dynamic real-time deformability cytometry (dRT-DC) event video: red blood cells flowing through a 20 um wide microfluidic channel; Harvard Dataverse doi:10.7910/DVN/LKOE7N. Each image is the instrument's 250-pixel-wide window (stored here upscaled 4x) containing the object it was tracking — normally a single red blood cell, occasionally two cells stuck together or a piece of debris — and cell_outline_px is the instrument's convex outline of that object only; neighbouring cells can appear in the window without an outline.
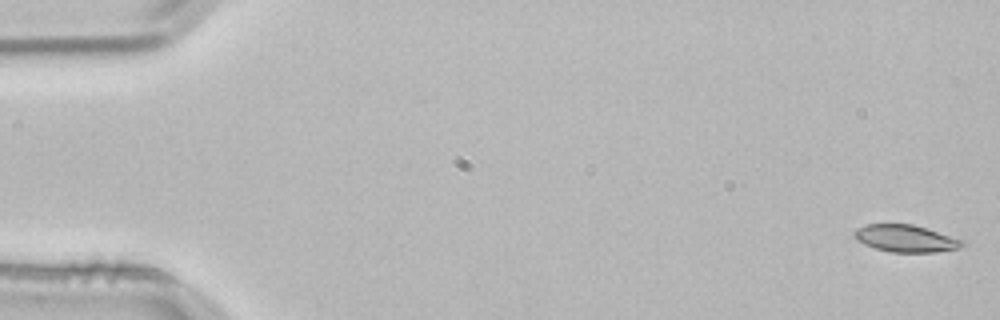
{"species": "common noctule bat (a hibernating species)", "species_latin": "Nyctalus noctula", "temperature_condition": "room temperature", "stored_images_in_passage": 53, "camera_frame_rate_fps": 3000, "um_per_image_px": 0.085, "animal": {"sex": "male", "body_mass_g": 21.5, "forearm_length_mm": 52.0}, "frame": {"image": 1, "passage_image": 1, "time_ms": 0.0, "image_size_px": [1000, 320], "cell_outline_px": [[968, 244], [960, 248], [936, 252], [892, 252], [876, 248], [864, 244], [856, 240], [852, 236], [852, 232], [856, 228], [868, 224], [912, 224], [964, 240]], "centroid_in_image_um": [76.98, 20.27], "position_along_channel_um": 8.0, "area_um2": 17.17}}
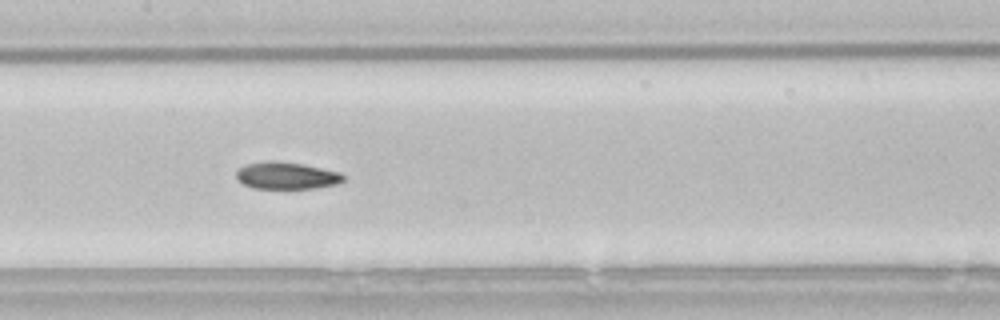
{"frame": {"image": 2, "passage_image": 26, "time_ms": 8.333, "image_size_px": [1000, 320], "cell_outline_px": [[344, 180], [336, 184], [316, 188], [256, 188], [244, 184], [236, 176], [236, 172], [244, 164], [268, 160], [272, 160], [304, 164], [340, 172], [344, 176]], "centroid_in_image_um": [24.36, 14.91], "position_along_channel_um": 183.0, "area_um2": 16.82}}
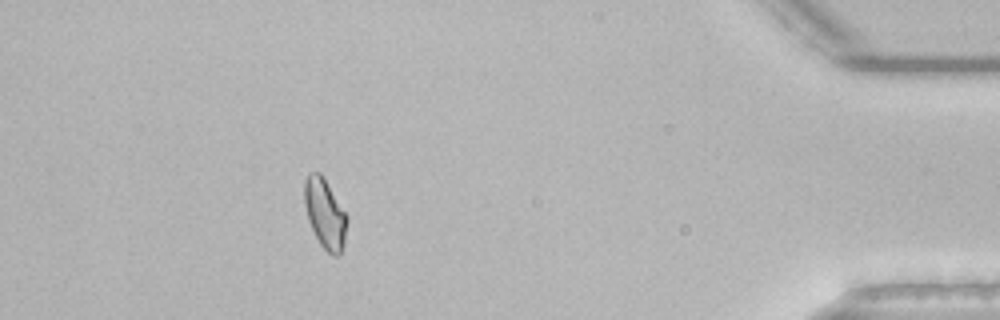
{"frame": {"image": 3, "passage_image": 48, "time_ms": 15.667, "image_size_px": [1000, 320], "cell_outline_px": [[348, 220], [344, 240], [340, 256], [332, 256], [320, 244], [308, 220], [304, 204], [304, 180], [308, 172], [320, 172], [348, 216]], "centroid_in_image_um": [27.61, 18.15], "position_along_channel_um": 407.6, "area_um2": 17.28}, "authors_computed_cell_mechanics": {"area_um2": 17.2244, "velocity_mm_per_s": 3.807, "shape_relaxation_time_tau1_ms": 6.2257, "shape_relaxation_time_tau2_ms": 3.8867, "deformation_change_tau1": 0.1423, "deformation_change_tau2": 0.0834}}